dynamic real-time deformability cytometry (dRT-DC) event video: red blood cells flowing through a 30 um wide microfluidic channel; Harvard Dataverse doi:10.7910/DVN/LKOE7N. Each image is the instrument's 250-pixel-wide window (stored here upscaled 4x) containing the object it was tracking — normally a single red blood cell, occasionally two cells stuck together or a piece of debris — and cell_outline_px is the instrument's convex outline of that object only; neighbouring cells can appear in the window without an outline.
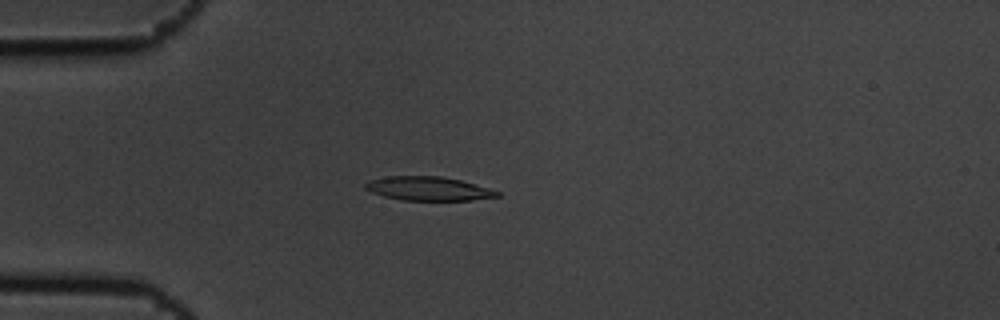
{"species": "common noctule bat (a hibernating species)", "species_latin": "Nyctalus noctula", "temperature_condition": "cold", "stored_images_in_passage": 5, "camera_frame_rate_fps": 3000, "um_per_image_px": 0.085, "animal": {"sex": "male", "body_mass_g": 19.5, "forearm_length_mm": 54.6}, "frame": {"image": 1, "passage_image": 5, "time_ms": 1.333, "image_size_px": [1000, 320], "cell_outline_px": [[500, 196], [472, 200], [400, 200], [384, 196], [372, 192], [364, 188], [364, 184], [368, 180], [388, 176], [440, 176], [460, 180], [488, 188], [500, 192]], "centroid_in_image_um": [36.38, 16.03], "position_along_channel_um": 48.6, "area_um2": 18.26}}